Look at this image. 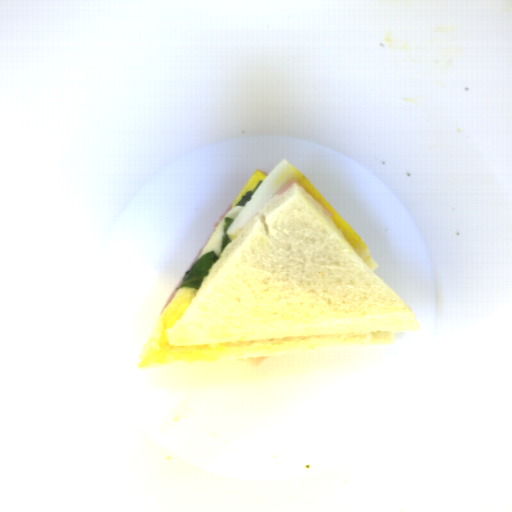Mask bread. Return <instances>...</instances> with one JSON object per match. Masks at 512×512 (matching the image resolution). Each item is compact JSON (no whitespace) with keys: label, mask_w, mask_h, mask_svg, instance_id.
Listing matches in <instances>:
<instances>
[{"label":"bread","mask_w":512,"mask_h":512,"mask_svg":"<svg viewBox=\"0 0 512 512\" xmlns=\"http://www.w3.org/2000/svg\"><path fill=\"white\" fill-rule=\"evenodd\" d=\"M199 259L219 257L199 289L181 287L148 334L139 367L392 344L420 332L413 311L294 183L222 249L225 218ZM198 259V260H199Z\"/></svg>","instance_id":"bread-1"}]
</instances>
